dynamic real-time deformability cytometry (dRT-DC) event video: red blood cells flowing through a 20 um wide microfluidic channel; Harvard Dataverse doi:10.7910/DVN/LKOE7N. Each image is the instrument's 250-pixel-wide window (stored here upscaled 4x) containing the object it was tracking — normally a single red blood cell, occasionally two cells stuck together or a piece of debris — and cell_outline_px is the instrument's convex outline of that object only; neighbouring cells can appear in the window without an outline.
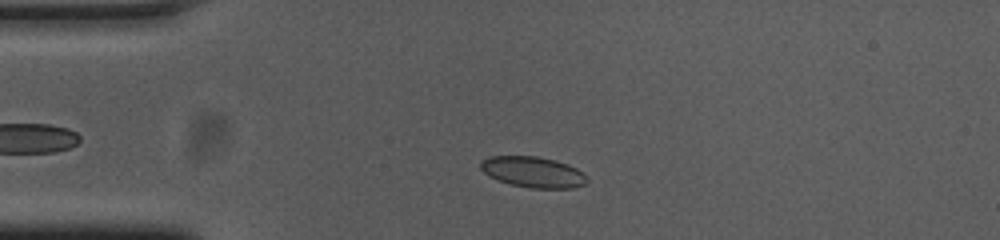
{"species": "common noctule bat (a hibernating species)", "species_latin": "Nyctalus noctula", "temperature_condition": "cold", "stored_images_in_passage": 44, "camera_frame_rate_fps": 3000, "um_per_image_px": 0.085, "animal": {"sex": "female", "body_mass_g": 23.0, "forearm_length_mm": 53.4}, "frame": {"image": 1, "passage_image": 2, "time_ms": 0.333, "image_size_px": [1000, 240], "cell_outline_px": [[588, 180], [584, 184], [572, 188], [528, 188], [512, 184], [488, 176], [480, 168], [480, 160], [488, 156], [536, 156], [552, 160], [576, 168], [588, 176]], "centroid_in_image_um": [45.28, 14.62], "position_along_channel_um": 39.7, "area_um2": 18.96}}
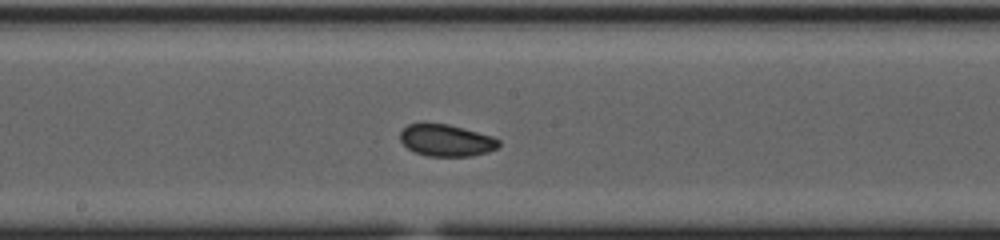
{"frame": {"image": 2, "passage_image": 18, "time_ms": 5.667, "image_size_px": [1000, 240], "cell_outline_px": [[500, 144], [496, 148], [488, 152], [472, 156], [428, 156], [416, 152], [408, 148], [400, 140], [400, 132], [408, 124], [448, 124], [492, 136], [500, 140]], "centroid_in_image_um": [37.95, 11.94], "position_along_channel_um": 210.3, "area_um2": 18.09}}
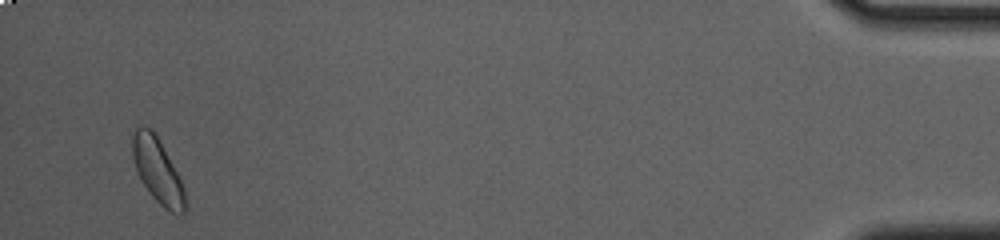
{"frame": {"image": 3, "passage_image": 42, "time_ms": 13.667, "image_size_px": [1000, 240], "cell_outline_px": [[188, 208], [184, 212], [168, 212], [152, 196], [140, 180], [132, 156], [132, 136], [136, 128], [140, 124], [144, 124], [152, 128], [172, 164], [184, 188]], "centroid_in_image_um": [13.38, 14.49], "position_along_channel_um": 421.8, "area_um2": 19.77}, "authors_computed_cell_mechanics": {"area_um2": 18.785, "velocity_mm_per_s": 3.698, "shape_relaxation_time_tau1_ms": null, "shape_relaxation_time_tau2_ms": 2.4983, "deformation_change_tau1": null, "deformation_change_tau2": 0.0656}}